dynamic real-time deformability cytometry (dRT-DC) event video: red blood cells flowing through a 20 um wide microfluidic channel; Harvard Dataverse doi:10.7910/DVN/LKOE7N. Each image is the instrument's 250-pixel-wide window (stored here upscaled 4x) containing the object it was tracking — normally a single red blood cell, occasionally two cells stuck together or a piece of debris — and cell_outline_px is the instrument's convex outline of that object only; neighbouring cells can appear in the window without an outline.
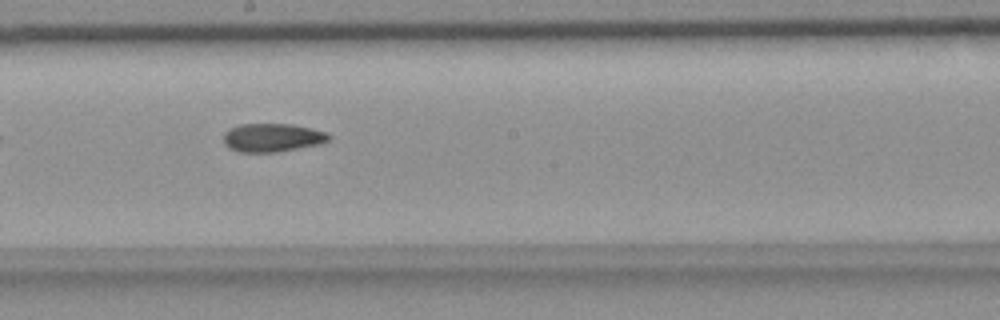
{"species": "common noctule bat (a hibernating species)", "species_latin": "Nyctalus noctula", "temperature_condition": "room temperature", "stored_images_in_passage": 39, "segment_of_instrument_passage": [1, 2], "camera_frame_rate_fps": 3000, "um_per_image_px": 0.085, "animal": {"sex": "female", "body_mass_g": 18.4}, "frame": {"image": 1, "passage_image": 13, "time_ms": 4.0, "image_size_px": [1000, 320], "cell_outline_px": [[332, 136], [328, 140], [320, 144], [276, 152], [240, 152], [228, 148], [224, 144], [224, 132], [240, 124], [292, 124], [328, 132]], "centroid_in_image_um": [23.15, 11.7], "position_along_channel_um": 225.0, "area_um2": 17.46}}
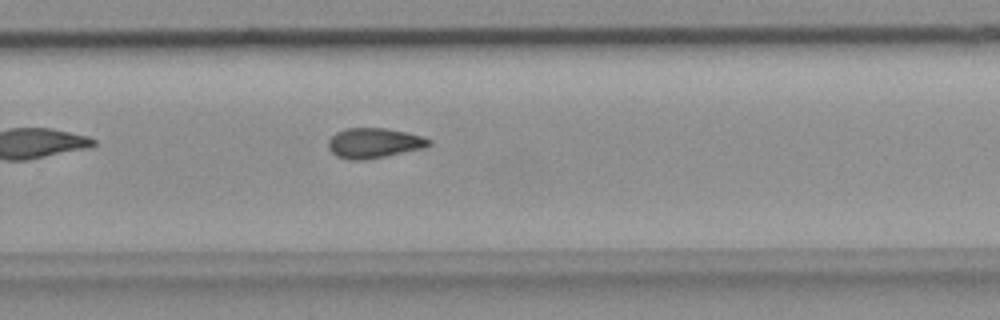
{"frame": {"image": 2, "passage_image": 19, "time_ms": 6.0, "image_size_px": [1000, 320], "cell_outline_px": [[432, 144], [424, 148], [364, 160], [348, 160], [336, 156], [328, 148], [328, 140], [336, 132], [344, 128], [388, 128], [408, 132], [424, 136], [432, 140]], "centroid_in_image_um": [31.8, 12.15], "position_along_channel_um": 298.0, "area_um2": 17.86}}
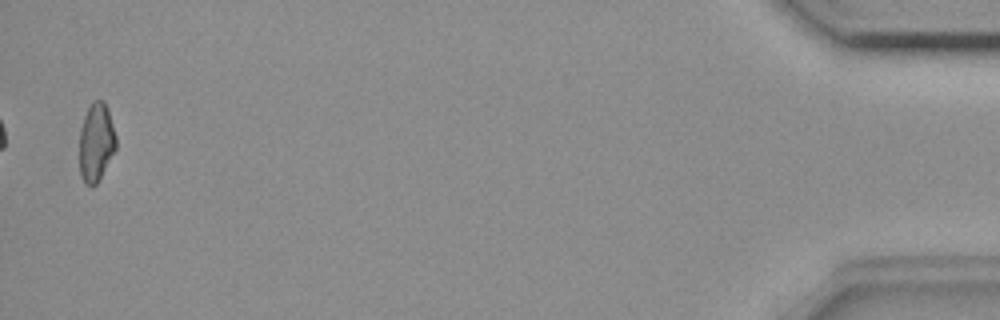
{"frame": {"image": 3, "passage_image": 37, "time_ms": 12.0, "image_size_px": [1000, 320], "cell_outline_px": [[116, 148], [96, 184], [92, 188], [84, 184], [80, 172], [80, 128], [84, 116], [92, 100], [104, 100], [116, 136]], "centroid_in_image_um": [8.15, 12.1], "position_along_channel_um": 427.0, "area_um2": 16.59}}